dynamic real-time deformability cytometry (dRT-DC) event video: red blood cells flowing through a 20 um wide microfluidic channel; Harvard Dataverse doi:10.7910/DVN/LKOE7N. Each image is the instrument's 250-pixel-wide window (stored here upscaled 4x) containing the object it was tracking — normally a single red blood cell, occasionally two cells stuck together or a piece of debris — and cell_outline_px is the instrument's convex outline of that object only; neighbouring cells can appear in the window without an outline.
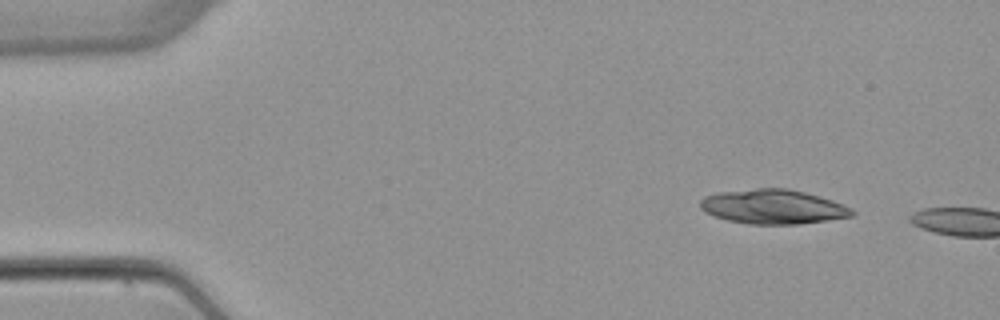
{"species": "common noctule bat (a hibernating species)", "species_latin": "Nyctalus noctula", "temperature_condition": "warm", "stored_images_in_passage": 3, "camera_frame_rate_fps": 3000, "um_per_image_px": 0.085, "animal": {"sex": "female", "body_mass_g": 22.7, "forearm_length_mm": 54.2}, "frame": {"image": 1, "passage_image": 1, "time_ms": 0.0, "image_size_px": [1000, 320], "cell_outline_px": [[856, 212], [852, 216], [828, 220], [796, 224], [748, 224], [728, 220], [704, 212], [700, 208], [700, 200], [704, 196], [720, 192], [756, 188], [788, 188], [820, 196], [832, 200], [852, 208]], "centroid_in_image_um": [65.71, 17.57], "position_along_channel_um": 19.3, "area_um2": 30.46}}